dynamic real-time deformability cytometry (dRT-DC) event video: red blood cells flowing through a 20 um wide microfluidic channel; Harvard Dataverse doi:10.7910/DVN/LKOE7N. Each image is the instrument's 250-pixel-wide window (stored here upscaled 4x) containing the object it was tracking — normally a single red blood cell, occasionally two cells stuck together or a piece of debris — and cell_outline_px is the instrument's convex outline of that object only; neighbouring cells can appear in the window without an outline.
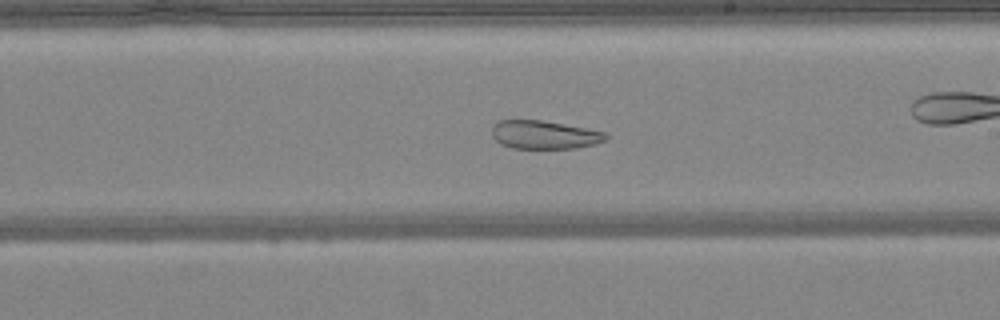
{"species": "common noctule bat (a hibernating species)", "species_latin": "Nyctalus noctula", "temperature_condition": "warm", "stored_images_in_passage": 49, "segment_of_instrument_passage": [1, 2], "camera_frame_rate_fps": 3000, "um_per_image_px": 0.085, "animal": {"sex": "female", "body_mass_g": 24.6, "forearm_length_mm": 56.2}, "frame": {"image": 1, "passage_image": 28, "time_ms": 9.0, "image_size_px": [1000, 320], "cell_outline_px": [[608, 140], [576, 148], [512, 148], [500, 144], [492, 136], [492, 128], [496, 120], [540, 120], [608, 132]], "centroid_in_image_um": [46.26, 11.45], "position_along_channel_um": 242.7, "area_um2": 18.84}}